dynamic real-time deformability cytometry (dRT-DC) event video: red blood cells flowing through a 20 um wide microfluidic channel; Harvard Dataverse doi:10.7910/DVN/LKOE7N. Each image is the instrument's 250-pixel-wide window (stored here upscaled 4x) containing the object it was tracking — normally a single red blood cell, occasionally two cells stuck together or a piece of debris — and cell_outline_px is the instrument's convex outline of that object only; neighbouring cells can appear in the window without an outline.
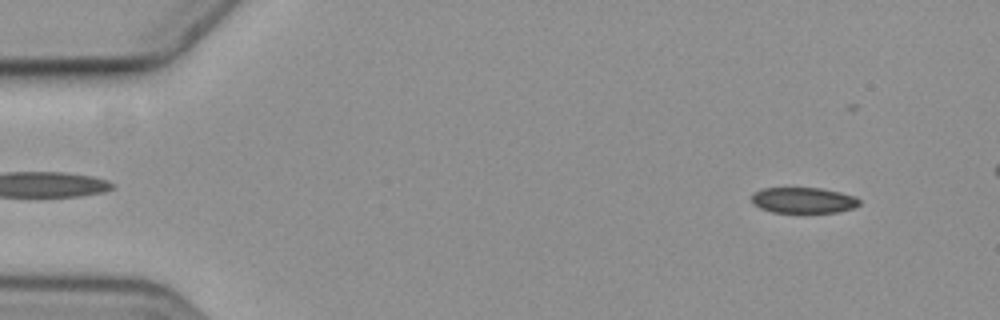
{"species": "common noctule bat (a hibernating species)", "species_latin": "Nyctalus noctula", "temperature_condition": "cold", "stored_images_in_passage": 44, "camera_frame_rate_fps": 3000, "um_per_image_px": 0.085, "animal": {"sex": "female", "body_mass_g": 19.3, "forearm_length_mm": 54.1}, "frame": {"image": 1, "passage_image": 5, "time_ms": 1.333, "image_size_px": [1000, 320], "cell_outline_px": [[860, 204], [852, 208], [836, 212], [772, 212], [760, 208], [752, 204], [752, 192], [760, 188], [820, 188], [840, 192], [856, 196], [860, 200]], "centroid_in_image_um": [68.25, 17.01], "position_along_channel_um": 16.7, "area_um2": 16.24}}
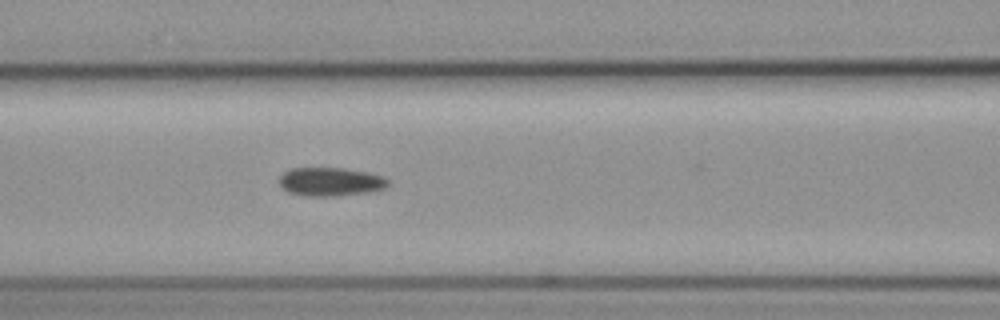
{"frame": {"image": 2, "passage_image": 24, "time_ms": 7.667, "image_size_px": [1000, 320], "cell_outline_px": [[388, 184], [384, 188], [364, 192], [332, 196], [308, 196], [288, 192], [280, 184], [280, 176], [284, 172], [292, 168], [344, 168], [368, 172], [384, 176], [388, 180]], "centroid_in_image_um": [28.08, 15.43], "position_along_channel_um": 138.5, "area_um2": 17.86}}
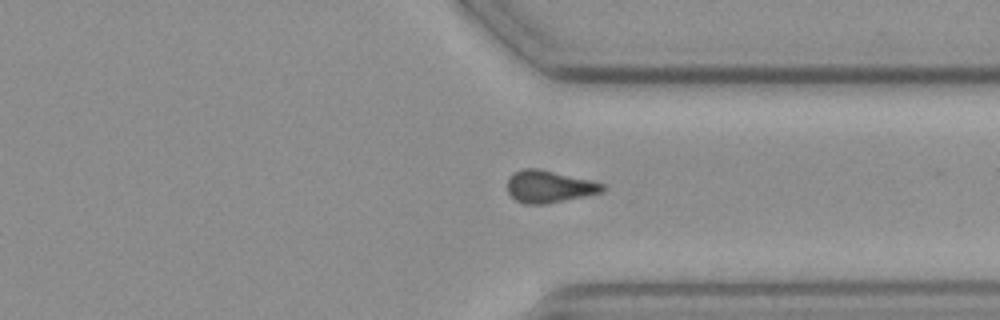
{"frame": {"image": 3, "passage_image": 43, "time_ms": 14.0, "image_size_px": [1000, 320], "cell_outline_px": [[604, 192], [588, 196], [544, 204], [524, 204], [516, 200], [508, 192], [508, 176], [512, 172], [524, 168], [540, 168], [592, 180], [604, 184]], "centroid_in_image_um": [46.69, 15.85], "position_along_channel_um": 364.7, "area_um2": 18.15}}